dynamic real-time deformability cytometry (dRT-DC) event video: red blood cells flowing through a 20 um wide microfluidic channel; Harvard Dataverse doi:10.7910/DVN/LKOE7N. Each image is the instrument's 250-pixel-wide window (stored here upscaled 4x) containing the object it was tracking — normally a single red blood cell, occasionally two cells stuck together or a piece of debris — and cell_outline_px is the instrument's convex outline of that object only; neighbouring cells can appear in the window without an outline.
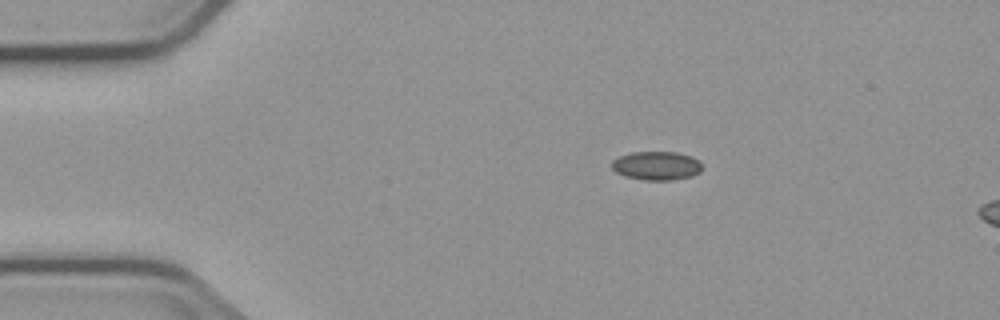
{"species": "common noctule bat (a hibernating species)", "species_latin": "Nyctalus noctula", "temperature_condition": "cold", "stored_images_in_passage": 4, "camera_frame_rate_fps": 3000, "um_per_image_px": 0.085, "animal": {"sex": "male", "body_mass_g": 23.1, "forearm_length_mm": 52.7}, "frame": {"image": 1, "passage_image": 1, "time_ms": 0.0, "image_size_px": [1000, 320], "cell_outline_px": [[700, 172], [692, 176], [672, 180], [644, 180], [624, 176], [616, 172], [612, 168], [612, 160], [620, 156], [632, 152], [676, 152], [692, 156], [700, 160]], "centroid_in_image_um": [55.81, 14.08], "position_along_channel_um": 29.2, "area_um2": 15.14}}
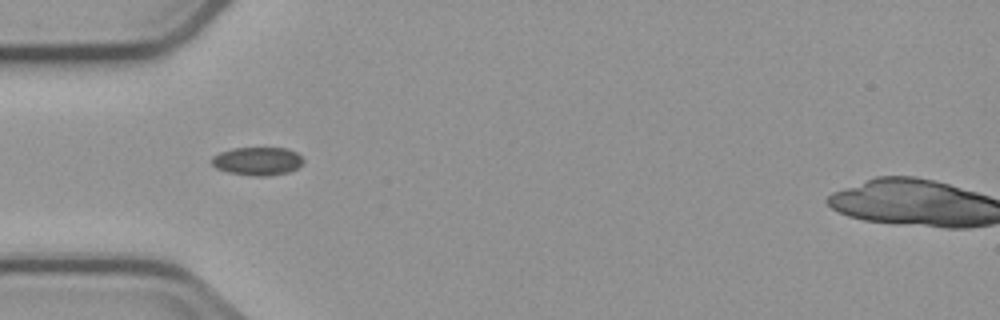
{"frame": {"image": 2, "passage_image": 3, "time_ms": 2.333, "image_size_px": [1000, 320], "cell_outline_px": [[304, 160], [296, 168], [288, 172], [264, 176], [256, 176], [228, 172], [216, 168], [212, 164], [212, 156], [220, 152], [232, 148], [288, 148], [296, 152]], "centroid_in_image_um": [21.86, 13.68], "position_along_channel_um": 63.1, "area_um2": 14.91}}
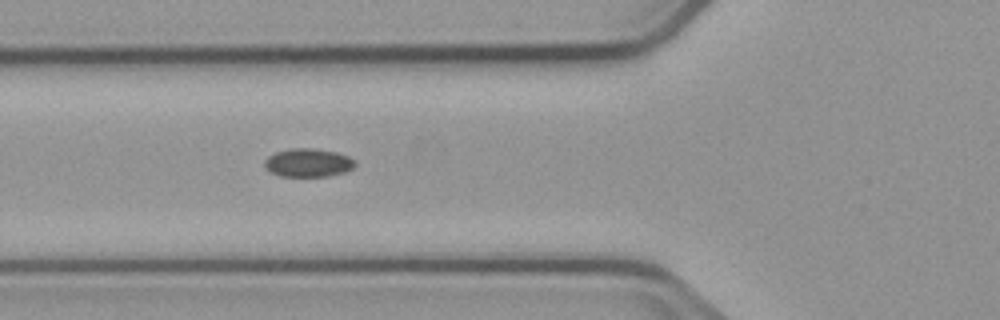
{"frame": {"image": 3, "passage_image": 4, "time_ms": 3.333, "image_size_px": [1000, 320], "cell_outline_px": [[356, 164], [352, 168], [344, 172], [328, 176], [280, 176], [264, 168], [264, 160], [268, 156], [276, 152], [292, 148], [312, 148], [336, 152], [348, 156], [356, 160]], "centroid_in_image_um": [26.19, 13.83], "position_along_channel_um": 99.6, "area_um2": 14.97}}